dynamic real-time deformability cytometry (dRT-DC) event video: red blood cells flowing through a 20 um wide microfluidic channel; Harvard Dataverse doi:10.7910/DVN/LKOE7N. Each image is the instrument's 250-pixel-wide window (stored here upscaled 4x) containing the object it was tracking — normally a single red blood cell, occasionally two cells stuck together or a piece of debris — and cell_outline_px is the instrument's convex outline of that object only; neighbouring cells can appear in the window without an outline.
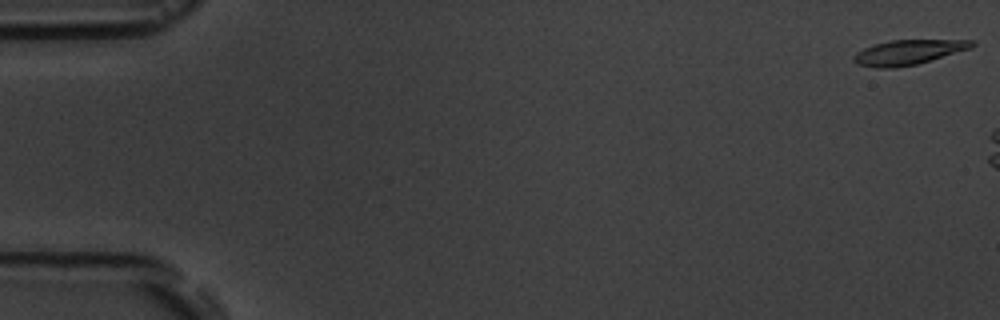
{"species": "common noctule bat (a hibernating species)", "species_latin": "Nyctalus noctula", "temperature_condition": "room temperature", "stored_images_in_passage": 3, "camera_frame_rate_fps": 3000, "um_per_image_px": 0.085, "animal": {"sex": "male", "body_mass_g": 19.5, "forearm_length_mm": 54.6}, "frame": {"image": 1, "passage_image": 1, "time_ms": 0.0, "image_size_px": [1000, 320], "cell_outline_px": [[976, 44], [972, 48], [916, 64], [892, 68], [876, 68], [856, 64], [852, 60], [852, 56], [856, 52], [864, 48], [876, 44], [892, 40], [972, 40]], "centroid_in_image_um": [77.17, 4.44], "position_along_channel_um": 7.8, "area_um2": 16.99}}